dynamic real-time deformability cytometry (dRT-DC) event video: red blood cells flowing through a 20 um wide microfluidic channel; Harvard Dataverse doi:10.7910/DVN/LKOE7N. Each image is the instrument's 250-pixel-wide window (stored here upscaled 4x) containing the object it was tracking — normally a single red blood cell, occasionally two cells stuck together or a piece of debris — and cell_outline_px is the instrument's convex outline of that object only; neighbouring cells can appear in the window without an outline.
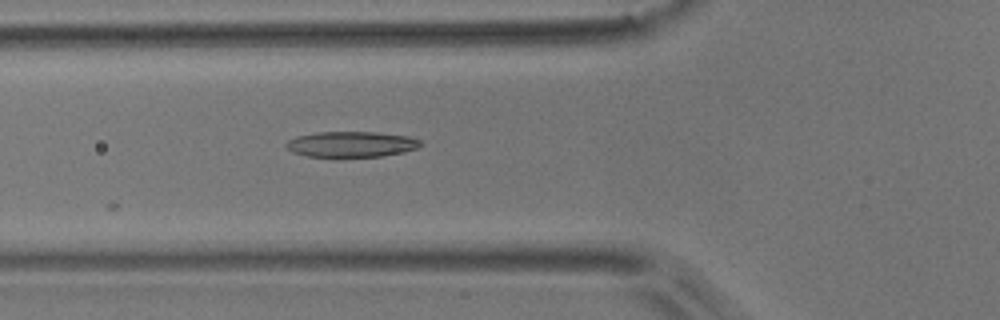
{"species": "common noctule bat (a hibernating species)", "species_latin": "Nyctalus noctula", "temperature_condition": "room temperature", "stored_images_in_passage": 5, "camera_frame_rate_fps": 3000, "um_per_image_px": 0.085, "animal": {"sex": "male", "body_mass_g": 17.9}, "frame": {"image": 1, "passage_image": 4, "time_ms": 1.0, "image_size_px": [1000, 320], "cell_outline_px": [[424, 144], [416, 148], [404, 152], [380, 156], [336, 160], [308, 156], [292, 152], [284, 144], [288, 140], [296, 136], [316, 132], [376, 132], [408, 136], [420, 140]], "centroid_in_image_um": [29.82, 12.3], "position_along_channel_um": 96.0, "area_um2": 20.98}}